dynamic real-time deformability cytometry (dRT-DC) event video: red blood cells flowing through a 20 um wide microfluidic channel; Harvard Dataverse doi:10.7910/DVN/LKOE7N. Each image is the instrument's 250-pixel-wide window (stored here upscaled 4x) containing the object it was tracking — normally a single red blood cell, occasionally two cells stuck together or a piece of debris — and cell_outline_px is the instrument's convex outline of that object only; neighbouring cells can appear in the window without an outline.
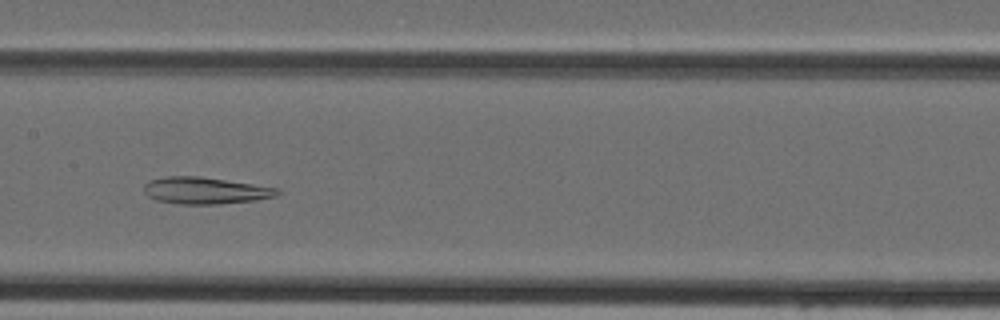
{"species": "Egyptian fruit bat (a non-hibernating species)", "species_latin": "Rousettus aegyptiacus", "temperature_condition": "cold", "stored_images_in_passage": 45, "camera_frame_rate_fps": 3000, "um_per_image_px": 0.085, "animal": {"sex": "female"}, "frame": {"image": 1, "passage_image": 22, "time_ms": 7.0, "image_size_px": [1000, 320], "cell_outline_px": [[280, 192], [276, 196], [256, 200], [220, 204], [180, 204], [156, 200], [148, 196], [144, 192], [144, 184], [148, 180], [168, 176], [200, 176], [280, 188]], "centroid_in_image_um": [17.44, 16.19], "position_along_channel_um": 190.0, "area_um2": 20.92}}
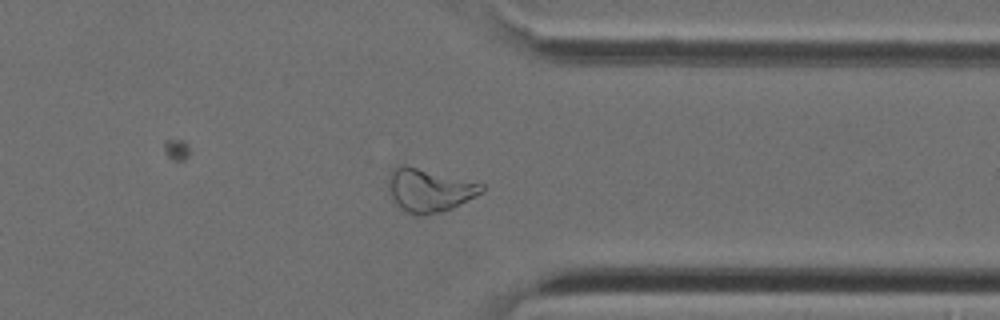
{"frame": {"image": 2, "passage_image": 35, "time_ms": 11.333, "image_size_px": [1000, 320], "cell_outline_px": [[484, 188], [480, 192], [452, 208], [424, 216], [416, 216], [400, 208], [396, 204], [388, 192], [388, 180], [392, 168], [400, 164], [404, 164], [484, 184]], "centroid_in_image_um": [36.41, 16.16], "position_along_channel_um": 375.0, "area_um2": 23.29}}
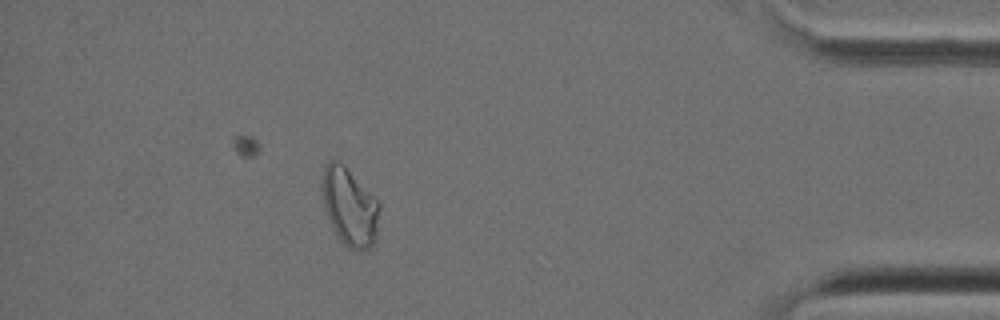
{"frame": {"image": 3, "passage_image": 40, "time_ms": 13.0, "image_size_px": [1000, 320], "cell_outline_px": [[380, 208], [376, 228], [372, 244], [368, 248], [360, 252], [356, 252], [348, 248], [340, 240], [328, 216], [324, 204], [320, 184], [324, 164], [328, 160], [336, 160], [376, 196], [380, 204]], "centroid_in_image_um": [29.7, 17.56], "position_along_channel_um": 405.5, "area_um2": 25.78}}